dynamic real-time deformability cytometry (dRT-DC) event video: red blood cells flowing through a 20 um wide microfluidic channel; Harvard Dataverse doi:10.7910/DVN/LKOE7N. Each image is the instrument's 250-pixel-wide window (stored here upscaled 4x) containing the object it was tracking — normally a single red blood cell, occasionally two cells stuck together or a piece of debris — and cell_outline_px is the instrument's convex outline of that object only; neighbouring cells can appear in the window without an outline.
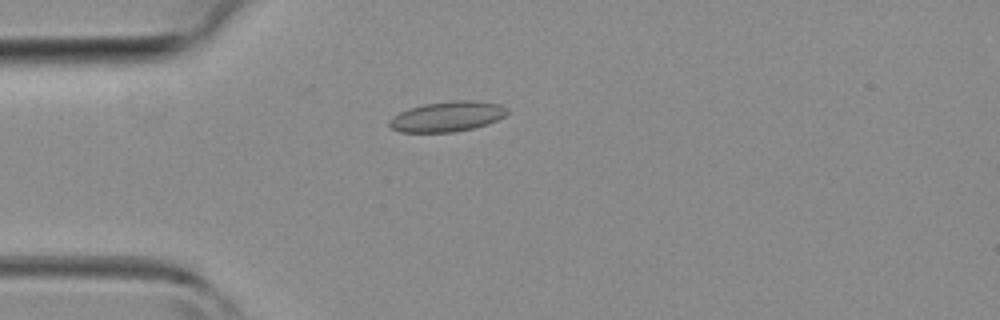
{"species": "common noctule bat (a hibernating species)", "species_latin": "Nyctalus noctula", "temperature_condition": "room temperature", "stored_images_in_passage": 25, "camera_frame_rate_fps": 3000, "um_per_image_px": 0.085, "animal": {"sex": "female", "body_mass_g": 19.3, "forearm_length_mm": 54.1}, "frame": {"image": 1, "passage_image": 1, "time_ms": 0.0, "image_size_px": [1000, 320], "cell_outline_px": [[508, 112], [504, 116], [488, 124], [472, 128], [452, 132], [400, 132], [392, 128], [388, 124], [388, 120], [392, 116], [408, 108], [424, 104], [452, 100], [472, 100], [500, 104], [508, 108]], "centroid_in_image_um": [38.0, 9.89], "position_along_channel_um": 47.0, "area_um2": 20.81}}
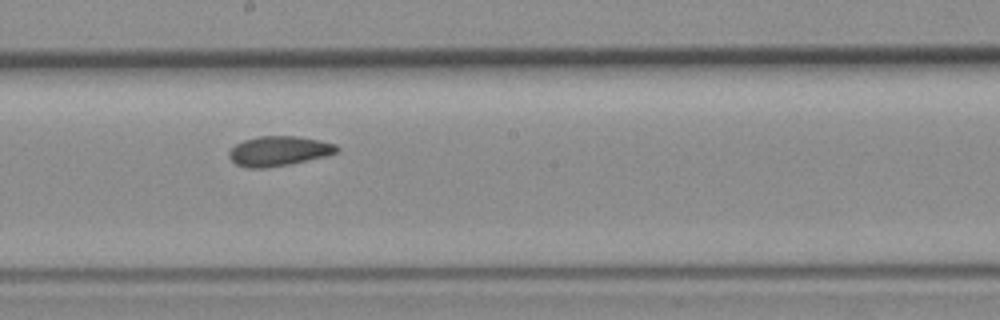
{"frame": {"image": 2, "passage_image": 13, "time_ms": 4.0, "image_size_px": [1000, 320], "cell_outline_px": [[340, 152], [324, 156], [288, 164], [268, 168], [244, 168], [236, 164], [228, 156], [228, 152], [236, 144], [244, 140], [260, 136], [296, 136], [320, 140], [336, 144], [340, 148]], "centroid_in_image_um": [23.7, 12.84], "position_along_channel_um": 224.5, "area_um2": 18.73}}
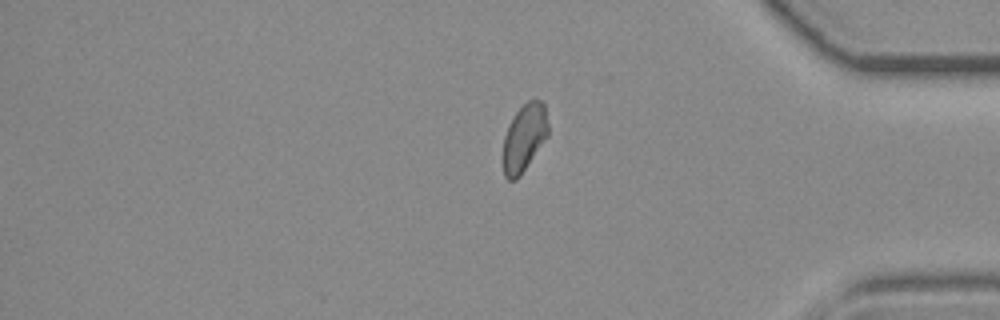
{"frame": {"image": 3, "passage_image": 25, "time_ms": 8.0, "image_size_px": [1000, 320], "cell_outline_px": [[548, 136], [520, 176], [516, 180], [508, 180], [504, 176], [504, 136], [508, 124], [516, 112], [528, 100], [540, 100], [544, 104], [548, 124]], "centroid_in_image_um": [44.57, 11.71], "position_along_channel_um": 390.6, "area_um2": 17.57}}